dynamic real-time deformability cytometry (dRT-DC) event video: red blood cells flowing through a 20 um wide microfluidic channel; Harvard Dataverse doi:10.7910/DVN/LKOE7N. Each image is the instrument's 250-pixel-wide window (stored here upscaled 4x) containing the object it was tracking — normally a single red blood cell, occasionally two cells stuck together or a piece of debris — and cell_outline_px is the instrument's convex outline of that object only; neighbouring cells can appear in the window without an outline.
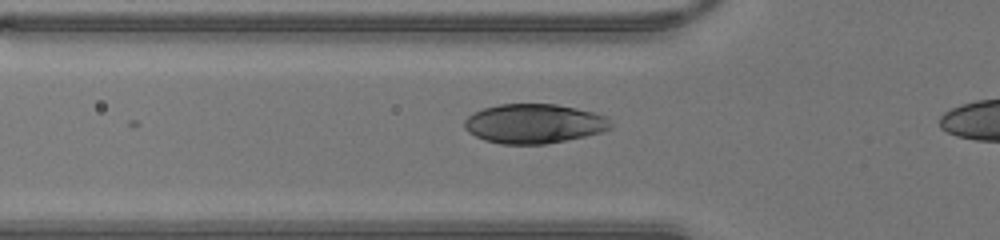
{"species": "human", "species_latin": "Homo sapiens", "temperature_condition": "warm", "stored_images_in_passage": 26, "camera_frame_rate_fps": 3000, "um_per_image_px": 0.085, "donor": {"sex": "male"}, "frame": {"image": 1, "passage_image": 4, "time_ms": 1.0, "image_size_px": [1000, 240], "cell_outline_px": [[612, 128], [600, 132], [584, 136], [544, 144], [500, 144], [484, 140], [468, 132], [464, 128], [464, 120], [468, 116], [484, 108], [500, 104], [556, 104], [576, 108], [592, 112], [604, 116], [612, 124]], "centroid_in_image_um": [45.36, 10.51], "position_along_channel_um": 80.4, "area_um2": 33.35}}
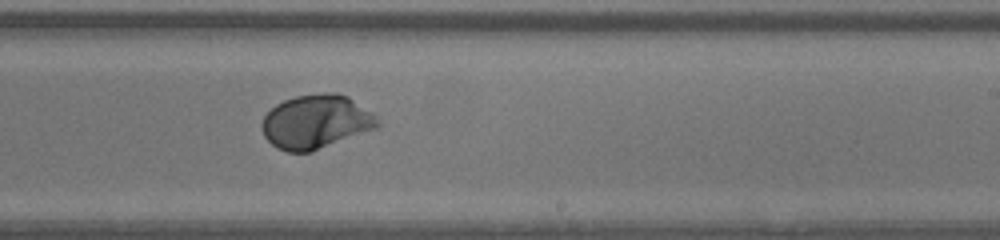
{"frame": {"image": 2, "passage_image": 16, "time_ms": 5.0, "image_size_px": [1000, 240], "cell_outline_px": [[380, 124], [376, 128], [312, 152], [288, 152], [276, 148], [264, 136], [260, 124], [264, 116], [276, 104], [284, 100], [296, 96], [324, 92], [336, 92], [348, 96], [376, 116]], "centroid_in_image_um": [26.84, 10.35], "position_along_channel_um": 262.2, "area_um2": 36.36}}
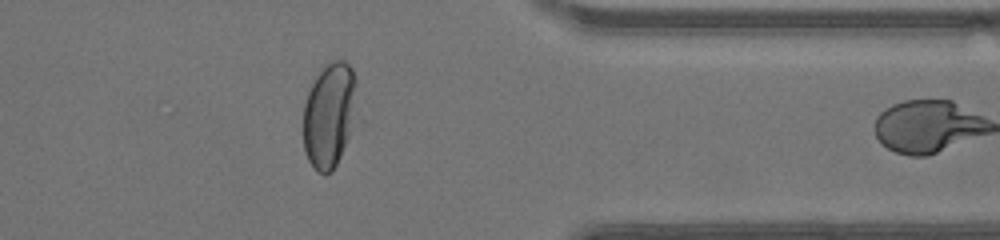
{"frame": {"image": 3, "passage_image": 25, "time_ms": 8.0, "image_size_px": [1000, 240], "cell_outline_px": [[360, 120], [332, 172], [316, 172], [308, 160], [304, 148], [304, 104], [308, 92], [316, 76], [324, 64], [332, 60], [344, 60], [352, 68], [356, 76]], "centroid_in_image_um": [28.09, 9.76], "position_along_channel_um": 383.3, "area_um2": 34.33}}